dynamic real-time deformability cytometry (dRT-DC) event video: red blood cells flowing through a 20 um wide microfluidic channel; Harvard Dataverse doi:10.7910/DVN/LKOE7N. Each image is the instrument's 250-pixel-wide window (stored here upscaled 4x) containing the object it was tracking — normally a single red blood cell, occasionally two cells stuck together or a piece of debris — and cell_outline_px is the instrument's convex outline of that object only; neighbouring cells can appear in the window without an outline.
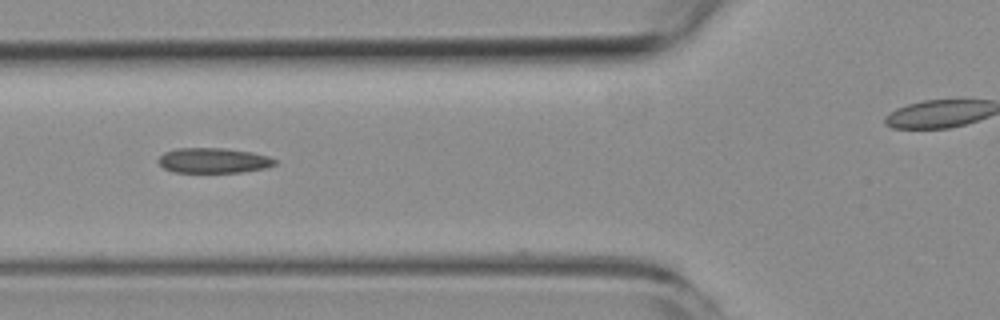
{"species": "common noctule bat (a hibernating species)", "species_latin": "Nyctalus noctula", "temperature_condition": "room temperature", "stored_images_in_passage": 7, "camera_frame_rate_fps": 3000, "um_per_image_px": 0.085, "animal": {"sex": "female", "body_mass_g": 19.3, "forearm_length_mm": 54.1}, "frame": {"image": 1, "passage_image": 4, "time_ms": 3.333, "image_size_px": [1000, 320], "cell_outline_px": [[276, 164], [264, 168], [240, 172], [172, 172], [164, 168], [156, 160], [164, 152], [176, 148], [224, 148], [252, 152], [268, 156], [276, 160]], "centroid_in_image_um": [18.11, 13.63], "position_along_channel_um": 107.7, "area_um2": 17.05}}
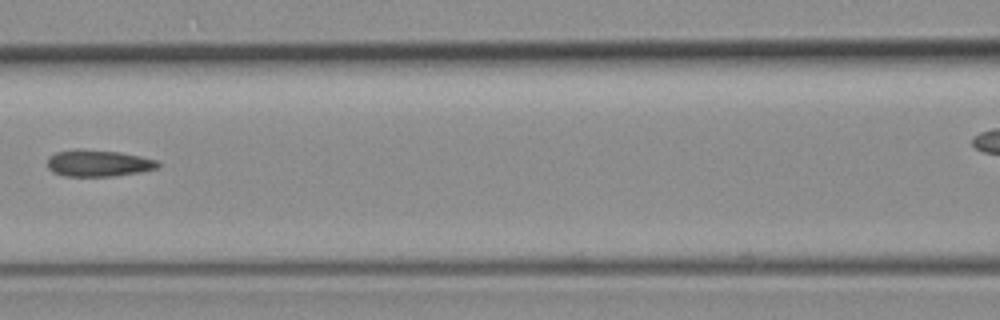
{"frame": {"image": 2, "passage_image": 5, "time_ms": 4.667, "image_size_px": [1000, 320], "cell_outline_px": [[160, 168], [140, 172], [116, 176], [64, 176], [52, 172], [48, 168], [48, 156], [56, 152], [120, 152], [140, 156], [156, 160], [160, 164]], "centroid_in_image_um": [8.42, 13.93], "position_along_channel_um": 158.2, "area_um2": 16.47}}
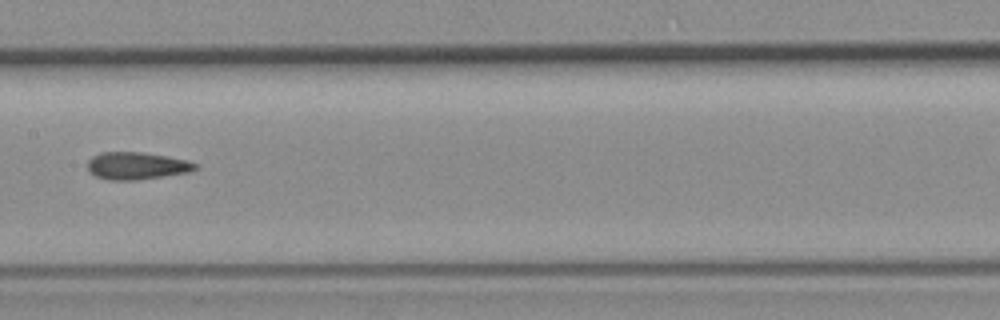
{"frame": {"image": 3, "passage_image": 6, "time_ms": 5.667, "image_size_px": [1000, 320], "cell_outline_px": [[196, 168], [192, 172], [136, 180], [108, 180], [96, 176], [88, 172], [88, 160], [92, 156], [100, 152], [140, 152], [188, 160], [196, 164]], "centroid_in_image_um": [11.59, 14.1], "position_along_channel_um": 195.8, "area_um2": 17.17}}